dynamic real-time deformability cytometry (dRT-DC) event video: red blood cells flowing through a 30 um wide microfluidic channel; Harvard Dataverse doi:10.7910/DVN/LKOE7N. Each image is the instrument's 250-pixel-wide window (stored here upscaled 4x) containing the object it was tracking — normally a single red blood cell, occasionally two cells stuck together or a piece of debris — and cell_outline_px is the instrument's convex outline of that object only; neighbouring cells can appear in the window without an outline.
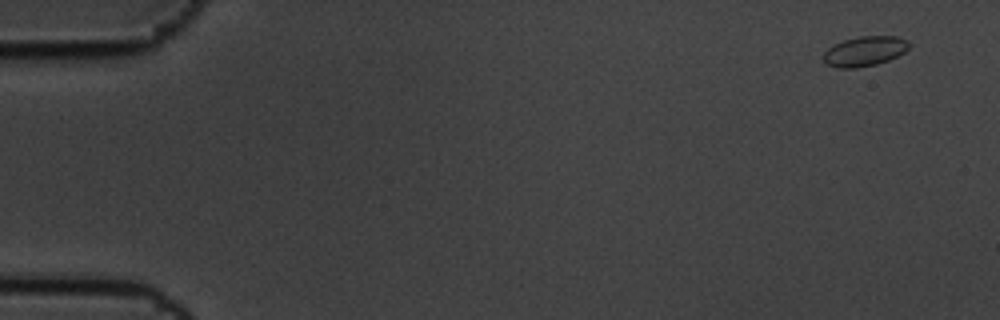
{"species": "common noctule bat (a hibernating species)", "species_latin": "Nyctalus noctula", "temperature_condition": "cold", "stored_images_in_passage": 6, "camera_frame_rate_fps": 3000, "um_per_image_px": 0.085, "animal": {"sex": "male", "body_mass_g": 19.5, "forearm_length_mm": 54.6}, "frame": {"image": 1, "passage_image": 1, "time_ms": 0.0, "image_size_px": [1000, 320], "cell_outline_px": [[908, 48], [904, 52], [888, 60], [876, 64], [856, 68], [836, 68], [824, 64], [824, 52], [828, 48], [844, 40], [860, 36], [896, 36], [908, 40]], "centroid_in_image_um": [73.47, 4.36], "position_along_channel_um": 11.5, "area_um2": 14.8}}
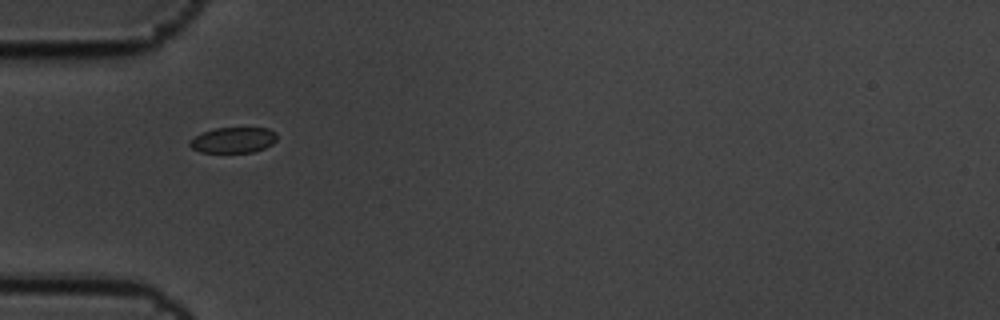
{"frame": {"image": 2, "passage_image": 5, "time_ms": 1.333, "image_size_px": [1000, 320], "cell_outline_px": [[276, 140], [272, 144], [264, 148], [252, 152], [200, 152], [192, 148], [188, 144], [188, 140], [204, 132], [216, 128], [268, 128], [276, 132]], "centroid_in_image_um": [19.82, 11.9], "position_along_channel_um": 65.2, "area_um2": 12.95}}
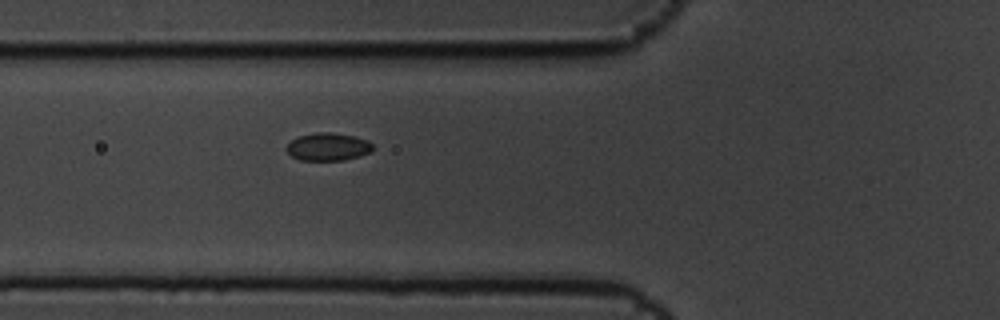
{"frame": {"image": 3, "passage_image": 6, "time_ms": 1.667, "image_size_px": [1000, 320], "cell_outline_px": [[372, 152], [360, 156], [344, 160], [300, 160], [292, 156], [284, 148], [296, 136], [316, 132], [328, 132], [356, 136], [368, 140], [372, 144]], "centroid_in_image_um": [27.88, 12.47], "position_along_channel_um": 97.9, "area_um2": 14.1}}